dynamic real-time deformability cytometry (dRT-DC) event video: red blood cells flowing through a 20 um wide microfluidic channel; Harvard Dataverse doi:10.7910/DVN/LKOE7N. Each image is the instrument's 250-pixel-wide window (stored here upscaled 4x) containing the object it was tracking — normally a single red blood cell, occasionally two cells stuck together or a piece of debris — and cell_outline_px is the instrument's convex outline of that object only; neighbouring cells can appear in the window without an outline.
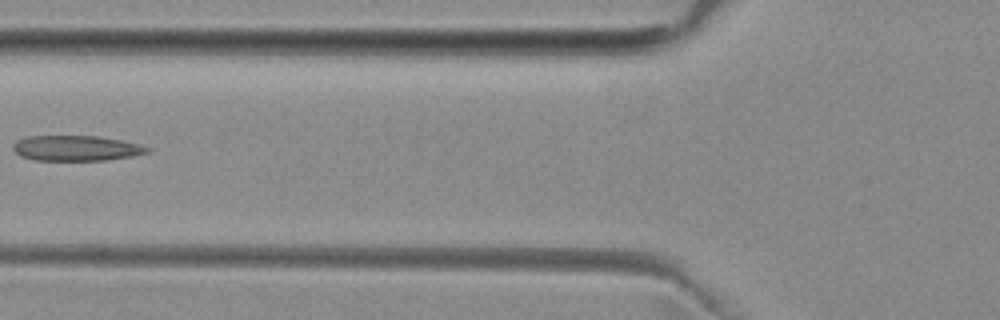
{"species": "common noctule bat (a hibernating species)", "species_latin": "Nyctalus noctula", "temperature_condition": "room temperature", "stored_images_in_passage": 5, "camera_frame_rate_fps": 3000, "um_per_image_px": 0.085, "animal": {"sex": "female", "body_mass_g": 29.2, "forearm_length_mm": 56.3}, "frame": {"image": 1, "passage_image": 5, "time_ms": 5.667, "image_size_px": [1000, 320], "cell_outline_px": [[152, 152], [132, 156], [108, 160], [36, 160], [20, 156], [12, 148], [12, 144], [16, 140], [28, 136], [96, 136], [120, 140], [152, 148]], "centroid_in_image_um": [6.47, 12.6], "position_along_channel_um": 119.3, "area_um2": 19.83}}